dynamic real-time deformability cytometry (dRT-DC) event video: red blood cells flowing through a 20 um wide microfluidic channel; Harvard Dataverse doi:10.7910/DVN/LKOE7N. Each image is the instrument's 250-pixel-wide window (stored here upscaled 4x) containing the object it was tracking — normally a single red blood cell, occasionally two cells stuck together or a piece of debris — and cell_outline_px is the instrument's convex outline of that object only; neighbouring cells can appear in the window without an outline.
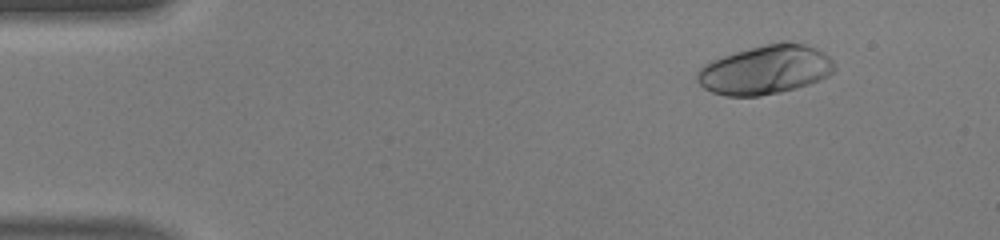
{"species": "human", "species_latin": "Homo sapiens", "temperature_condition": "warm", "stored_images_in_passage": 49, "camera_frame_rate_fps": 3000, "um_per_image_px": 0.085, "donor": {"sex": "male"}, "frame": {"image": 1, "passage_image": 6, "time_ms": 1.667, "image_size_px": [1000, 240], "cell_outline_px": [[836, 68], [828, 76], [820, 80], [796, 88], [780, 92], [760, 96], [724, 96], [712, 92], [704, 88], [696, 80], [696, 72], [704, 64], [712, 60], [736, 52], [764, 44], [804, 44], [816, 48], [828, 56], [836, 64]], "centroid_in_image_um": [65.03, 5.96], "position_along_channel_um": 20.0, "area_um2": 38.78}}
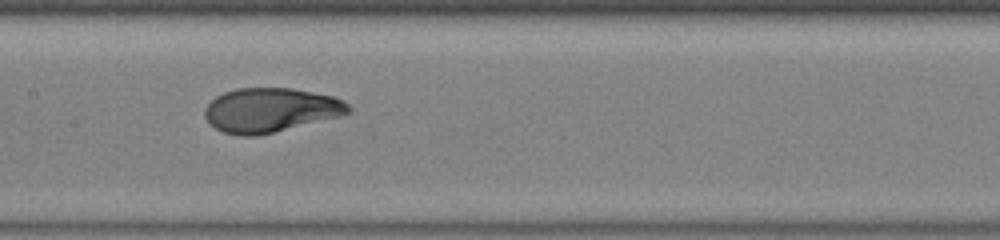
{"frame": {"image": 2, "passage_image": 25, "time_ms": 8.0, "image_size_px": [1000, 240], "cell_outline_px": [[352, 112], [344, 116], [256, 136], [244, 136], [224, 132], [216, 128], [204, 116], [204, 108], [216, 96], [224, 92], [236, 88], [292, 88], [332, 96], [348, 104], [352, 108]], "centroid_in_image_um": [23.02, 9.35], "position_along_channel_um": 184.4, "area_um2": 37.05}}
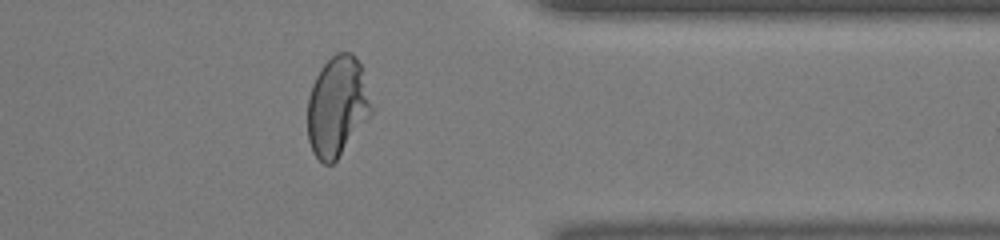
{"frame": {"image": 3, "passage_image": 40, "time_ms": 13.0, "image_size_px": [1000, 240], "cell_outline_px": [[376, 108], [336, 160], [332, 164], [324, 164], [312, 152], [308, 140], [308, 96], [312, 84], [320, 68], [336, 52], [352, 52], [356, 56], [364, 68]], "centroid_in_image_um": [28.72, 8.99], "position_along_channel_um": 382.7, "area_um2": 38.09}, "authors_computed_cell_mechanics": {"area_um2": 37.1654, "velocity_mm_per_s": 4.173, "shape_relaxation_time_tau1_ms": 5.1322, "shape_relaxation_time_tau2_ms": null, "deformation_change_tau1": 0.2849, "deformation_change_tau2": null}}